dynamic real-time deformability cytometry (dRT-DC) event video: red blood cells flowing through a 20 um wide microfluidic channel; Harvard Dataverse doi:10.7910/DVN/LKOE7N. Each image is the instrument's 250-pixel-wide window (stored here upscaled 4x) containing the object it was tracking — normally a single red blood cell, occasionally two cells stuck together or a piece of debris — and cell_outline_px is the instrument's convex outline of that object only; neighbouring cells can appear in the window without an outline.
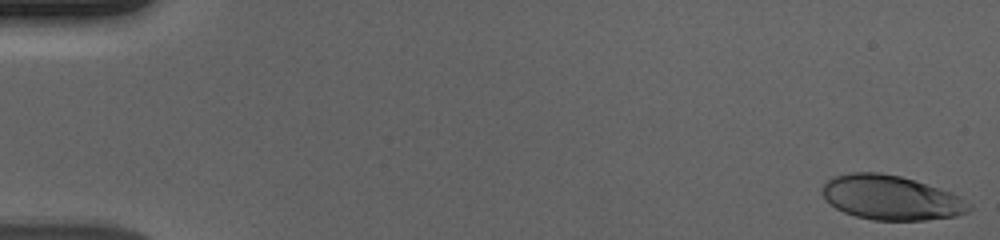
{"species": "human", "species_latin": "Homo sapiens", "temperature_condition": "cold", "stored_images_in_passage": 52, "camera_frame_rate_fps": 3000, "um_per_image_px": 0.085, "donor": {"sex": "male"}, "frame": {"image": 1, "passage_image": 1, "time_ms": 0.0, "image_size_px": [1000, 240], "cell_outline_px": [[972, 208], [968, 212], [956, 216], [924, 220], [872, 220], [856, 216], [844, 212], [836, 208], [820, 192], [824, 184], [828, 180], [836, 176], [852, 172], [880, 172], [900, 176], [952, 192], [960, 196], [972, 204]], "centroid_in_image_um": [75.77, 16.8], "position_along_channel_um": 9.2, "area_um2": 37.97}}
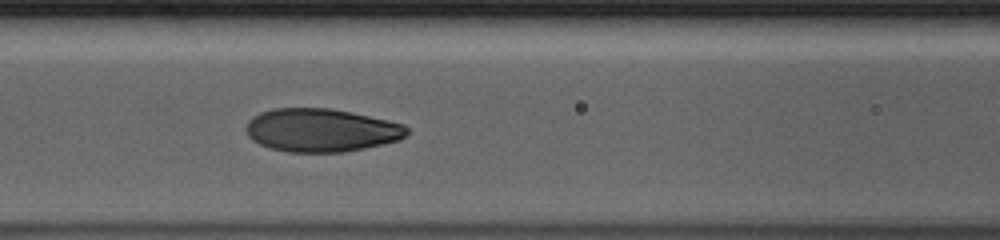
{"frame": {"image": 2, "passage_image": 25, "time_ms": 8.0, "image_size_px": [1000, 240], "cell_outline_px": [[408, 132], [400, 140], [364, 148], [344, 152], [288, 152], [272, 148], [260, 144], [252, 140], [248, 136], [244, 128], [248, 120], [252, 116], [260, 112], [272, 108], [332, 108], [352, 112], [388, 120], [404, 124], [408, 128]], "centroid_in_image_um": [27.28, 11.05], "position_along_channel_um": 139.3, "area_um2": 40.75}}
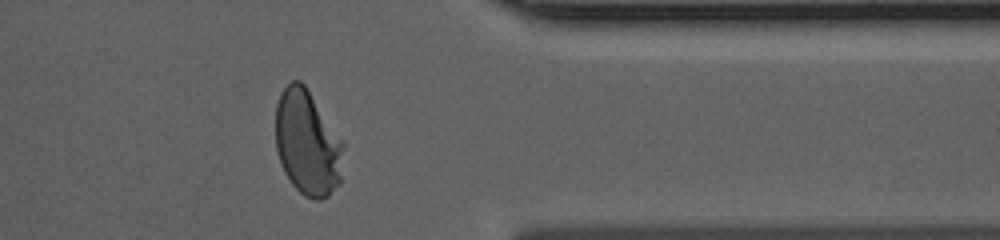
{"frame": {"image": 3, "passage_image": 46, "time_ms": 15.0, "image_size_px": [1000, 240], "cell_outline_px": [[344, 148], [340, 184], [328, 196], [320, 200], [312, 200], [304, 196], [292, 184], [284, 172], [276, 148], [276, 104], [280, 92], [292, 80], [300, 80], [304, 84], [344, 140]], "centroid_in_image_um": [26.15, 12.16], "position_along_channel_um": 385.2, "area_um2": 42.08}, "authors_computed_cell_mechanics": {"area_um2": 40.1421, "velocity_mm_per_s": 3.6715, "shape_relaxation_time_tau1_ms": 4.6066, "shape_relaxation_time_tau2_ms": null, "deformation_change_tau1": 0.2056, "deformation_change_tau2": null}}